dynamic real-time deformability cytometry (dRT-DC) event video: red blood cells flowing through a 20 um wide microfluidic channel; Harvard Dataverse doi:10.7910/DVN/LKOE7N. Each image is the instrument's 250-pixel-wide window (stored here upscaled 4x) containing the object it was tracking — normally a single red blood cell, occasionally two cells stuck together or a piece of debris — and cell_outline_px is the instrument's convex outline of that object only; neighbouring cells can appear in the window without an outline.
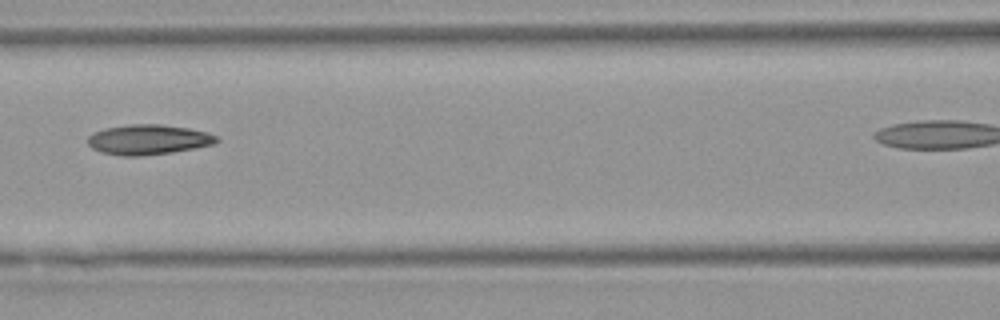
{"species": "Egyptian fruit bat (a non-hibernating species)", "species_latin": "Rousettus aegyptiacus", "temperature_condition": "warm", "stored_images_in_passage": 5, "segment_of_instrument_passage": [1, 2], "camera_frame_rate_fps": 3000, "um_per_image_px": 0.085, "animal": {"sex": "female"}, "frame": {"image": 1, "passage_image": 3, "time_ms": 2.333, "image_size_px": [1000, 320], "cell_outline_px": [[220, 140], [216, 144], [196, 148], [172, 152], [140, 156], [124, 156], [100, 152], [92, 148], [88, 144], [88, 136], [92, 132], [104, 128], [132, 124], [160, 124], [188, 128], [208, 132], [216, 136]], "centroid_in_image_um": [12.61, 11.86], "position_along_channel_um": 154.0, "area_um2": 22.72}}